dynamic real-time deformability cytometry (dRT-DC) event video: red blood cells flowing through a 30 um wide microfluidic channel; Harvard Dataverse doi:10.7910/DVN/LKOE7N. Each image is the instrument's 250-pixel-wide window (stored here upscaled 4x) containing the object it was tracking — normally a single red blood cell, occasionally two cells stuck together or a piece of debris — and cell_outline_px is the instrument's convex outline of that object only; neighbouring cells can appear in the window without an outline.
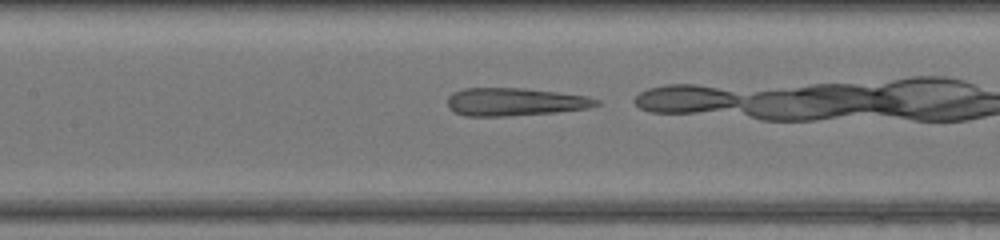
{"species": "common noctule bat (a hibernating species)", "species_latin": "Nyctalus noctula", "temperature_condition": "warm", "stored_images_in_passage": 35, "camera_frame_rate_fps": 3000, "um_per_image_px": 0.085, "animal": {"sex": "female", "body_mass_g": 17.0, "forearm_length_mm": 48.0}, "frame": {"image": 1, "passage_image": 20, "time_ms": 6.333, "image_size_px": [1000, 240], "cell_outline_px": [[600, 104], [588, 108], [556, 112], [504, 116], [464, 116], [448, 108], [448, 96], [452, 92], [464, 88], [524, 88], [560, 92], [584, 96], [600, 100]], "centroid_in_image_um": [43.74, 8.65], "position_along_channel_um": 163.7, "area_um2": 24.22}}